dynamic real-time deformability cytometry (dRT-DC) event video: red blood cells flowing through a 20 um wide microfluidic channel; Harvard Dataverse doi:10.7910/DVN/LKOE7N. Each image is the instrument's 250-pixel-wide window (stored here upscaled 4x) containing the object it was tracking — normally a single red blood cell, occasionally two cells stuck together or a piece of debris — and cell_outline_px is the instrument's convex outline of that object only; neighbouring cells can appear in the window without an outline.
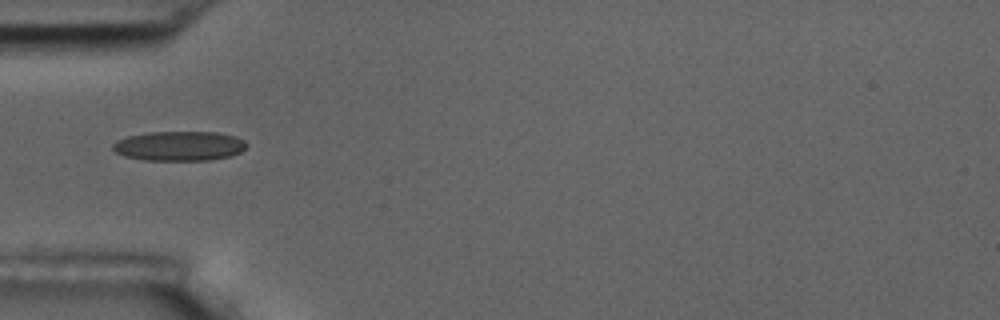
{"species": "common noctule bat (a hibernating species)", "species_latin": "Nyctalus noctula", "temperature_condition": "room temperature", "stored_images_in_passage": 5, "camera_frame_rate_fps": 3000, "um_per_image_px": 0.085, "animal": {"sex": "male", "body_mass_g": 17.5, "forearm_length_mm": 52.3}, "frame": {"image": 1, "passage_image": 5, "time_ms": 5.0, "image_size_px": [1000, 320], "cell_outline_px": [[248, 144], [240, 152], [232, 156], [208, 160], [144, 160], [124, 156], [116, 152], [112, 148], [112, 144], [116, 140], [128, 136], [148, 132], [216, 132], [236, 136], [244, 140]], "centroid_in_image_um": [15.24, 12.4], "position_along_channel_um": 69.8, "area_um2": 23.18}}